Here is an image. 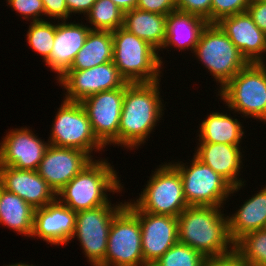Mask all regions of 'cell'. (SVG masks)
Returning a JSON list of instances; mask_svg holds the SVG:
<instances>
[{
  "label": "cell",
  "mask_w": 266,
  "mask_h": 266,
  "mask_svg": "<svg viewBox=\"0 0 266 266\" xmlns=\"http://www.w3.org/2000/svg\"><path fill=\"white\" fill-rule=\"evenodd\" d=\"M122 188L113 165L107 159H93L56 194V198L78 212L108 204L107 192L120 193Z\"/></svg>",
  "instance_id": "3"
},
{
  "label": "cell",
  "mask_w": 266,
  "mask_h": 266,
  "mask_svg": "<svg viewBox=\"0 0 266 266\" xmlns=\"http://www.w3.org/2000/svg\"><path fill=\"white\" fill-rule=\"evenodd\" d=\"M112 37L113 63L126 82L151 83L161 79L164 64L154 47L123 27L112 31Z\"/></svg>",
  "instance_id": "4"
},
{
  "label": "cell",
  "mask_w": 266,
  "mask_h": 266,
  "mask_svg": "<svg viewBox=\"0 0 266 266\" xmlns=\"http://www.w3.org/2000/svg\"><path fill=\"white\" fill-rule=\"evenodd\" d=\"M0 185L30 204L34 209L44 207L56 199L55 192L34 170L0 166Z\"/></svg>",
  "instance_id": "19"
},
{
  "label": "cell",
  "mask_w": 266,
  "mask_h": 266,
  "mask_svg": "<svg viewBox=\"0 0 266 266\" xmlns=\"http://www.w3.org/2000/svg\"><path fill=\"white\" fill-rule=\"evenodd\" d=\"M167 16L135 8L124 12L123 28L143 39L158 53L166 39Z\"/></svg>",
  "instance_id": "24"
},
{
  "label": "cell",
  "mask_w": 266,
  "mask_h": 266,
  "mask_svg": "<svg viewBox=\"0 0 266 266\" xmlns=\"http://www.w3.org/2000/svg\"><path fill=\"white\" fill-rule=\"evenodd\" d=\"M123 12L130 11L136 8L137 0H111Z\"/></svg>",
  "instance_id": "40"
},
{
  "label": "cell",
  "mask_w": 266,
  "mask_h": 266,
  "mask_svg": "<svg viewBox=\"0 0 266 266\" xmlns=\"http://www.w3.org/2000/svg\"><path fill=\"white\" fill-rule=\"evenodd\" d=\"M56 24L54 44L46 66L57 73L60 78L72 65L76 55L83 47L90 27L82 23L62 22Z\"/></svg>",
  "instance_id": "20"
},
{
  "label": "cell",
  "mask_w": 266,
  "mask_h": 266,
  "mask_svg": "<svg viewBox=\"0 0 266 266\" xmlns=\"http://www.w3.org/2000/svg\"><path fill=\"white\" fill-rule=\"evenodd\" d=\"M194 55L208 69L221 90L241 69L247 60L217 24L203 29Z\"/></svg>",
  "instance_id": "6"
},
{
  "label": "cell",
  "mask_w": 266,
  "mask_h": 266,
  "mask_svg": "<svg viewBox=\"0 0 266 266\" xmlns=\"http://www.w3.org/2000/svg\"><path fill=\"white\" fill-rule=\"evenodd\" d=\"M66 5L69 11V14H82L86 15L92 6L94 5L96 0H65Z\"/></svg>",
  "instance_id": "39"
},
{
  "label": "cell",
  "mask_w": 266,
  "mask_h": 266,
  "mask_svg": "<svg viewBox=\"0 0 266 266\" xmlns=\"http://www.w3.org/2000/svg\"><path fill=\"white\" fill-rule=\"evenodd\" d=\"M35 209L18 195L6 191L0 185V225L31 237Z\"/></svg>",
  "instance_id": "26"
},
{
  "label": "cell",
  "mask_w": 266,
  "mask_h": 266,
  "mask_svg": "<svg viewBox=\"0 0 266 266\" xmlns=\"http://www.w3.org/2000/svg\"><path fill=\"white\" fill-rule=\"evenodd\" d=\"M205 259L195 249L177 242L151 266H203Z\"/></svg>",
  "instance_id": "31"
},
{
  "label": "cell",
  "mask_w": 266,
  "mask_h": 266,
  "mask_svg": "<svg viewBox=\"0 0 266 266\" xmlns=\"http://www.w3.org/2000/svg\"><path fill=\"white\" fill-rule=\"evenodd\" d=\"M251 0H212L211 24L218 23L221 19L247 11Z\"/></svg>",
  "instance_id": "32"
},
{
  "label": "cell",
  "mask_w": 266,
  "mask_h": 266,
  "mask_svg": "<svg viewBox=\"0 0 266 266\" xmlns=\"http://www.w3.org/2000/svg\"><path fill=\"white\" fill-rule=\"evenodd\" d=\"M190 165L182 161L170 162L180 173L183 191L188 206L224 207L230 194L238 192L244 185L233 187L212 168L193 156Z\"/></svg>",
  "instance_id": "7"
},
{
  "label": "cell",
  "mask_w": 266,
  "mask_h": 266,
  "mask_svg": "<svg viewBox=\"0 0 266 266\" xmlns=\"http://www.w3.org/2000/svg\"><path fill=\"white\" fill-rule=\"evenodd\" d=\"M203 266H249L235 251L219 257H207Z\"/></svg>",
  "instance_id": "38"
},
{
  "label": "cell",
  "mask_w": 266,
  "mask_h": 266,
  "mask_svg": "<svg viewBox=\"0 0 266 266\" xmlns=\"http://www.w3.org/2000/svg\"><path fill=\"white\" fill-rule=\"evenodd\" d=\"M159 167L132 203L143 212L178 217L188 207L180 173L171 163Z\"/></svg>",
  "instance_id": "8"
},
{
  "label": "cell",
  "mask_w": 266,
  "mask_h": 266,
  "mask_svg": "<svg viewBox=\"0 0 266 266\" xmlns=\"http://www.w3.org/2000/svg\"><path fill=\"white\" fill-rule=\"evenodd\" d=\"M199 125V143L239 145L245 135L241 122L227 113L213 111Z\"/></svg>",
  "instance_id": "25"
},
{
  "label": "cell",
  "mask_w": 266,
  "mask_h": 266,
  "mask_svg": "<svg viewBox=\"0 0 266 266\" xmlns=\"http://www.w3.org/2000/svg\"><path fill=\"white\" fill-rule=\"evenodd\" d=\"M56 80L67 91L64 99L75 102L95 93L122 88L127 83L113 61L85 70H67Z\"/></svg>",
  "instance_id": "13"
},
{
  "label": "cell",
  "mask_w": 266,
  "mask_h": 266,
  "mask_svg": "<svg viewBox=\"0 0 266 266\" xmlns=\"http://www.w3.org/2000/svg\"><path fill=\"white\" fill-rule=\"evenodd\" d=\"M160 81L125 84L118 146L135 149L145 143L153 132L164 111Z\"/></svg>",
  "instance_id": "1"
},
{
  "label": "cell",
  "mask_w": 266,
  "mask_h": 266,
  "mask_svg": "<svg viewBox=\"0 0 266 266\" xmlns=\"http://www.w3.org/2000/svg\"><path fill=\"white\" fill-rule=\"evenodd\" d=\"M243 203L236 213L227 216L230 238L234 243L249 232L266 228V185Z\"/></svg>",
  "instance_id": "23"
},
{
  "label": "cell",
  "mask_w": 266,
  "mask_h": 266,
  "mask_svg": "<svg viewBox=\"0 0 266 266\" xmlns=\"http://www.w3.org/2000/svg\"><path fill=\"white\" fill-rule=\"evenodd\" d=\"M125 205L121 202L78 211L73 236L78 238L85 257L92 266H100L105 259L109 230L115 214Z\"/></svg>",
  "instance_id": "11"
},
{
  "label": "cell",
  "mask_w": 266,
  "mask_h": 266,
  "mask_svg": "<svg viewBox=\"0 0 266 266\" xmlns=\"http://www.w3.org/2000/svg\"><path fill=\"white\" fill-rule=\"evenodd\" d=\"M221 207L188 206L178 218V242L186 244L205 258L234 251L227 216Z\"/></svg>",
  "instance_id": "2"
},
{
  "label": "cell",
  "mask_w": 266,
  "mask_h": 266,
  "mask_svg": "<svg viewBox=\"0 0 266 266\" xmlns=\"http://www.w3.org/2000/svg\"><path fill=\"white\" fill-rule=\"evenodd\" d=\"M247 11L254 23L266 34V1L251 0Z\"/></svg>",
  "instance_id": "37"
},
{
  "label": "cell",
  "mask_w": 266,
  "mask_h": 266,
  "mask_svg": "<svg viewBox=\"0 0 266 266\" xmlns=\"http://www.w3.org/2000/svg\"><path fill=\"white\" fill-rule=\"evenodd\" d=\"M211 1L212 0H176L178 11L193 14L205 19L211 24Z\"/></svg>",
  "instance_id": "34"
},
{
  "label": "cell",
  "mask_w": 266,
  "mask_h": 266,
  "mask_svg": "<svg viewBox=\"0 0 266 266\" xmlns=\"http://www.w3.org/2000/svg\"><path fill=\"white\" fill-rule=\"evenodd\" d=\"M218 96L230 110L266 123V66L248 63Z\"/></svg>",
  "instance_id": "5"
},
{
  "label": "cell",
  "mask_w": 266,
  "mask_h": 266,
  "mask_svg": "<svg viewBox=\"0 0 266 266\" xmlns=\"http://www.w3.org/2000/svg\"><path fill=\"white\" fill-rule=\"evenodd\" d=\"M125 85L92 94L80 103L84 107L97 140L106 147L118 146V129L124 100Z\"/></svg>",
  "instance_id": "12"
},
{
  "label": "cell",
  "mask_w": 266,
  "mask_h": 266,
  "mask_svg": "<svg viewBox=\"0 0 266 266\" xmlns=\"http://www.w3.org/2000/svg\"><path fill=\"white\" fill-rule=\"evenodd\" d=\"M8 6L16 13L21 14L23 19H29L31 22L44 21L45 19L40 18L45 15L44 5L42 0H6ZM32 18V19H31Z\"/></svg>",
  "instance_id": "33"
},
{
  "label": "cell",
  "mask_w": 266,
  "mask_h": 266,
  "mask_svg": "<svg viewBox=\"0 0 266 266\" xmlns=\"http://www.w3.org/2000/svg\"><path fill=\"white\" fill-rule=\"evenodd\" d=\"M216 24L230 38L248 63L266 66L265 57H263L266 34L254 23L248 11L225 17Z\"/></svg>",
  "instance_id": "18"
},
{
  "label": "cell",
  "mask_w": 266,
  "mask_h": 266,
  "mask_svg": "<svg viewBox=\"0 0 266 266\" xmlns=\"http://www.w3.org/2000/svg\"><path fill=\"white\" fill-rule=\"evenodd\" d=\"M55 33L56 24L51 23L49 20L30 22L26 35L27 42L35 52L43 57L44 62L52 52Z\"/></svg>",
  "instance_id": "30"
},
{
  "label": "cell",
  "mask_w": 266,
  "mask_h": 266,
  "mask_svg": "<svg viewBox=\"0 0 266 266\" xmlns=\"http://www.w3.org/2000/svg\"><path fill=\"white\" fill-rule=\"evenodd\" d=\"M194 156L203 164L212 168L226 179L233 187L245 182L239 178L242 162L240 145L224 143H198Z\"/></svg>",
  "instance_id": "21"
},
{
  "label": "cell",
  "mask_w": 266,
  "mask_h": 266,
  "mask_svg": "<svg viewBox=\"0 0 266 266\" xmlns=\"http://www.w3.org/2000/svg\"><path fill=\"white\" fill-rule=\"evenodd\" d=\"M6 266H34L33 264L29 265V264H26V263H15V264H9V265H6Z\"/></svg>",
  "instance_id": "41"
},
{
  "label": "cell",
  "mask_w": 266,
  "mask_h": 266,
  "mask_svg": "<svg viewBox=\"0 0 266 266\" xmlns=\"http://www.w3.org/2000/svg\"><path fill=\"white\" fill-rule=\"evenodd\" d=\"M125 205L139 219L143 259L151 266L178 242V218L140 211L131 201Z\"/></svg>",
  "instance_id": "14"
},
{
  "label": "cell",
  "mask_w": 266,
  "mask_h": 266,
  "mask_svg": "<svg viewBox=\"0 0 266 266\" xmlns=\"http://www.w3.org/2000/svg\"><path fill=\"white\" fill-rule=\"evenodd\" d=\"M208 22L196 15L175 10L167 15L166 39L161 48L174 46L178 50H195L200 35Z\"/></svg>",
  "instance_id": "22"
},
{
  "label": "cell",
  "mask_w": 266,
  "mask_h": 266,
  "mask_svg": "<svg viewBox=\"0 0 266 266\" xmlns=\"http://www.w3.org/2000/svg\"><path fill=\"white\" fill-rule=\"evenodd\" d=\"M0 143V166L37 171L49 142L27 127L10 130Z\"/></svg>",
  "instance_id": "15"
},
{
  "label": "cell",
  "mask_w": 266,
  "mask_h": 266,
  "mask_svg": "<svg viewBox=\"0 0 266 266\" xmlns=\"http://www.w3.org/2000/svg\"><path fill=\"white\" fill-rule=\"evenodd\" d=\"M100 266H148L143 259L139 219L126 205L112 220L105 259Z\"/></svg>",
  "instance_id": "10"
},
{
  "label": "cell",
  "mask_w": 266,
  "mask_h": 266,
  "mask_svg": "<svg viewBox=\"0 0 266 266\" xmlns=\"http://www.w3.org/2000/svg\"><path fill=\"white\" fill-rule=\"evenodd\" d=\"M44 5L45 16L58 20H66L70 18L65 0H42Z\"/></svg>",
  "instance_id": "36"
},
{
  "label": "cell",
  "mask_w": 266,
  "mask_h": 266,
  "mask_svg": "<svg viewBox=\"0 0 266 266\" xmlns=\"http://www.w3.org/2000/svg\"><path fill=\"white\" fill-rule=\"evenodd\" d=\"M77 212L57 198L34 211L31 238L38 237L51 245H66L73 236Z\"/></svg>",
  "instance_id": "17"
},
{
  "label": "cell",
  "mask_w": 266,
  "mask_h": 266,
  "mask_svg": "<svg viewBox=\"0 0 266 266\" xmlns=\"http://www.w3.org/2000/svg\"><path fill=\"white\" fill-rule=\"evenodd\" d=\"M136 8L166 16L177 10L176 0H137Z\"/></svg>",
  "instance_id": "35"
},
{
  "label": "cell",
  "mask_w": 266,
  "mask_h": 266,
  "mask_svg": "<svg viewBox=\"0 0 266 266\" xmlns=\"http://www.w3.org/2000/svg\"><path fill=\"white\" fill-rule=\"evenodd\" d=\"M234 251L249 266H266V228L243 235L234 243Z\"/></svg>",
  "instance_id": "28"
},
{
  "label": "cell",
  "mask_w": 266,
  "mask_h": 266,
  "mask_svg": "<svg viewBox=\"0 0 266 266\" xmlns=\"http://www.w3.org/2000/svg\"><path fill=\"white\" fill-rule=\"evenodd\" d=\"M86 18L91 30L112 32L123 27L124 12L111 0H96Z\"/></svg>",
  "instance_id": "29"
},
{
  "label": "cell",
  "mask_w": 266,
  "mask_h": 266,
  "mask_svg": "<svg viewBox=\"0 0 266 266\" xmlns=\"http://www.w3.org/2000/svg\"><path fill=\"white\" fill-rule=\"evenodd\" d=\"M92 160L89 154L80 149L49 145L37 172L57 194Z\"/></svg>",
  "instance_id": "16"
},
{
  "label": "cell",
  "mask_w": 266,
  "mask_h": 266,
  "mask_svg": "<svg viewBox=\"0 0 266 266\" xmlns=\"http://www.w3.org/2000/svg\"><path fill=\"white\" fill-rule=\"evenodd\" d=\"M110 61H113L112 32L90 30L68 70H85Z\"/></svg>",
  "instance_id": "27"
},
{
  "label": "cell",
  "mask_w": 266,
  "mask_h": 266,
  "mask_svg": "<svg viewBox=\"0 0 266 266\" xmlns=\"http://www.w3.org/2000/svg\"><path fill=\"white\" fill-rule=\"evenodd\" d=\"M48 140L50 145L80 149L91 157L105 148L95 137L88 115L80 102L63 99ZM96 149V150H95Z\"/></svg>",
  "instance_id": "9"
}]
</instances>
